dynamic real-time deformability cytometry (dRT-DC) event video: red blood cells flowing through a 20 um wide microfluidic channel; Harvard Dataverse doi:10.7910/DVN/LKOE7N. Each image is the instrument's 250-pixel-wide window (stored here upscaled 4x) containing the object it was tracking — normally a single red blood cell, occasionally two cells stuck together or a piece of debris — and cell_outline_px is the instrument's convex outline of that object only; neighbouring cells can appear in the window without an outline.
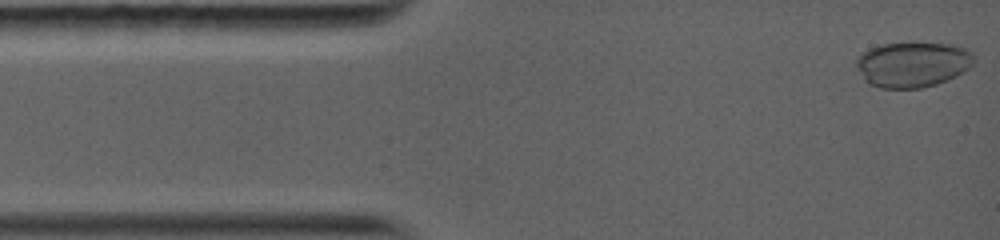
{"species": "common noctule bat (a hibernating species)", "species_latin": "Nyctalus noctula", "temperature_condition": "warm", "stored_images_in_passage": 59, "camera_frame_rate_fps": 5000, "um_per_image_px": 0.085, "animal": {"sex": "female", "body_mass_g": 19.0, "forearm_length_mm": 56.7}, "frame": {"image": 1, "passage_image": 1, "time_ms": 0.0, "image_size_px": [1000, 240], "cell_outline_px": [[976, 60], [964, 72], [956, 76], [936, 84], [920, 88], [880, 88], [864, 80], [856, 64], [856, 56], [880, 44], [952, 44], [964, 48], [972, 52]], "centroid_in_image_um": [77.59, 5.49], "position_along_channel_um": 7.4, "area_um2": 30.75}}
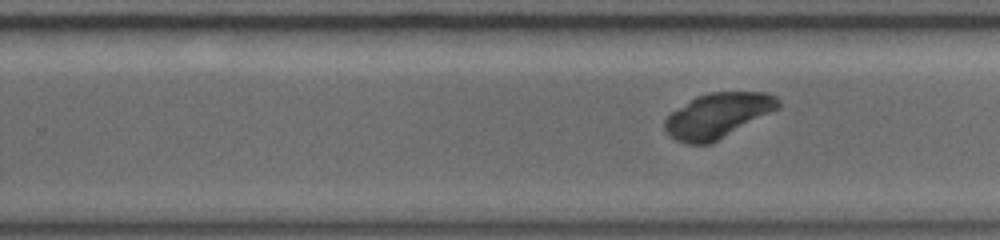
{"frame": {"image": 2, "passage_image": 33, "time_ms": 8.2, "image_size_px": [1000, 240], "cell_outline_px": [[780, 108], [712, 144], [688, 144], [676, 140], [664, 128], [664, 120], [672, 112], [696, 96], [708, 92], [768, 92], [776, 96], [780, 100]], "centroid_in_image_um": [61.05, 9.81], "position_along_channel_um": 268.7, "area_um2": 29.77}}
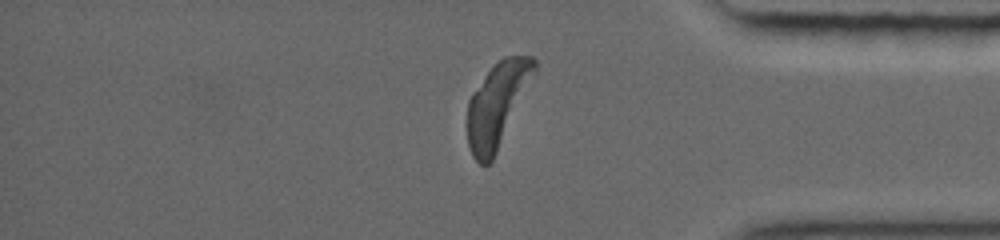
{"frame": {"image": 3, "passage_image": 58, "time_ms": 11.6, "image_size_px": [1000, 240], "cell_outline_px": [[536, 72], [492, 160], [488, 164], [480, 164], [472, 156], [468, 144], [468, 100], [472, 92], [488, 72], [504, 56], [532, 56], [536, 60]], "centroid_in_image_um": [42.26, 8.87], "position_along_channel_um": 392.9, "area_um2": 31.96}, "authors_computed_cell_mechanics": {"area_um2": 29.9404, "velocity_mm_per_s": 4.0776, "shape_relaxation_time_tau1_ms": 1.0433, "shape_relaxation_time_tau2_ms": null, "deformation_change_tau1": 0.0515, "deformation_change_tau2": null}}